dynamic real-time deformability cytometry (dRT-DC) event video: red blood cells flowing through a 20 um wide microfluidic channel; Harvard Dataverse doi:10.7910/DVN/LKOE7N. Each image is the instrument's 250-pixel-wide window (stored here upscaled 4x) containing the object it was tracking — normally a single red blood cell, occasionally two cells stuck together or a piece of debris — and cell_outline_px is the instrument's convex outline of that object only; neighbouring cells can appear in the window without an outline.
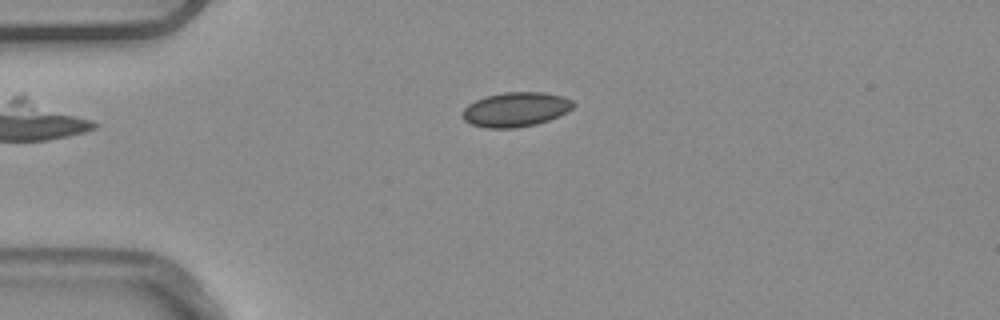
{"species": "common noctule bat (a hibernating species)", "species_latin": "Nyctalus noctula", "temperature_condition": "warm", "stored_images_in_passage": 5, "camera_frame_rate_fps": 3000, "um_per_image_px": 0.085, "animal": {"sex": "male", "body_mass_g": 20.4}, "frame": {"image": 1, "passage_image": 4, "time_ms": 1.0, "image_size_px": [1000, 320], "cell_outline_px": [[576, 104], [568, 112], [548, 120], [536, 124], [516, 128], [484, 128], [472, 124], [464, 120], [460, 116], [460, 112], [468, 104], [484, 96], [504, 92], [544, 92], [564, 96], [572, 100]], "centroid_in_image_um": [43.82, 9.3], "position_along_channel_um": 41.2, "area_um2": 22.6}}